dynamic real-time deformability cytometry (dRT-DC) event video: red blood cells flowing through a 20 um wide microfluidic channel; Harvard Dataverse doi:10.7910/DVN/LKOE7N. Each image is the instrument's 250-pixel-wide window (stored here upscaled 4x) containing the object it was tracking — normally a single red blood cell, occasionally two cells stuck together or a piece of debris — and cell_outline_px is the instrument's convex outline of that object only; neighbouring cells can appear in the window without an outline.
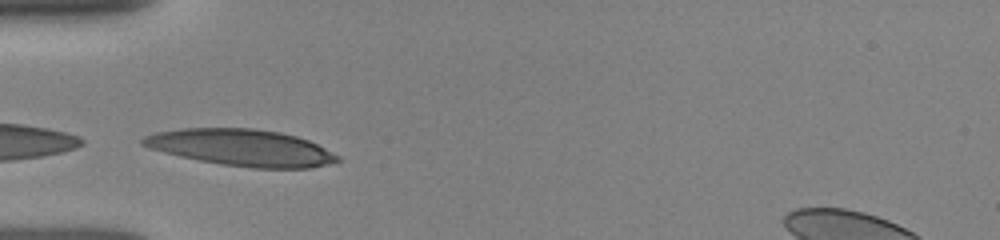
{"species": "human", "species_latin": "Homo sapiens", "temperature_condition": "room temperature", "stored_images_in_passage": 8, "camera_frame_rate_fps": 3000, "um_per_image_px": 0.085, "donor": {"sex": "female"}, "frame": {"image": 1, "passage_image": 4, "time_ms": 2.333, "image_size_px": [1000, 240], "cell_outline_px": [[340, 160], [328, 164], [308, 168], [252, 168], [220, 164], [180, 156], [164, 152], [140, 144], [140, 140], [144, 136], [156, 132], [180, 128], [256, 128], [280, 132], [296, 136], [308, 140], [340, 156]], "centroid_in_image_um": [20.51, 12.54], "position_along_channel_um": 64.5, "area_um2": 41.44}}
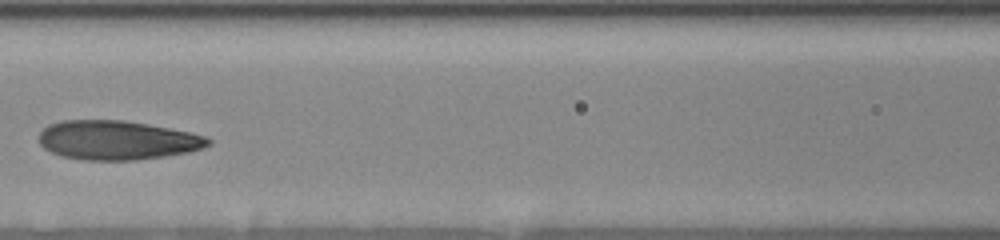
{"frame": {"image": 2, "passage_image": 7, "time_ms": 4.667, "image_size_px": [1000, 240], "cell_outline_px": [[212, 144], [204, 148], [188, 152], [164, 156], [136, 160], [84, 160], [64, 156], [52, 152], [44, 148], [40, 144], [40, 132], [48, 124], [60, 120], [124, 120], [148, 124], [208, 136], [212, 140]], "centroid_in_image_um": [9.98, 11.91], "position_along_channel_um": 156.6, "area_um2": 38.67}}
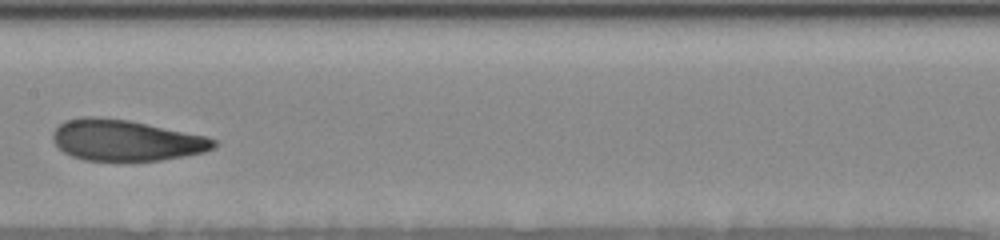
{"frame": {"image": 3, "passage_image": 8, "time_ms": 5.667, "image_size_px": [1000, 240], "cell_outline_px": [[216, 144], [212, 148], [204, 152], [184, 156], [160, 160], [84, 160], [72, 156], [64, 152], [52, 140], [52, 132], [64, 120], [84, 116], [92, 116], [128, 120], [204, 136], [216, 140]], "centroid_in_image_um": [10.64, 11.92], "position_along_channel_um": 196.8, "area_um2": 38.03}}